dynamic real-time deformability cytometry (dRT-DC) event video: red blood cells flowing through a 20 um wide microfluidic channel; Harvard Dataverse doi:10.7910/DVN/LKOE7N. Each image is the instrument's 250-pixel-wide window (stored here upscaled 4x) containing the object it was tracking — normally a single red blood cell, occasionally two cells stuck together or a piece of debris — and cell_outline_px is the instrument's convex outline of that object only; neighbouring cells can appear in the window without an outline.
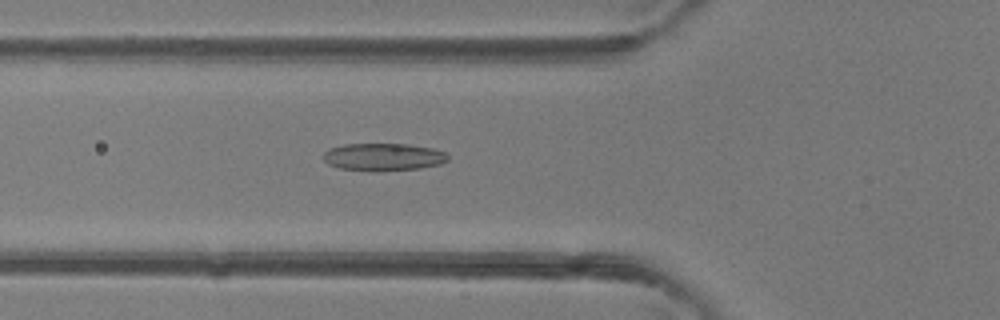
{"species": "common noctule bat (a hibernating species)", "species_latin": "Nyctalus noctula", "temperature_condition": "room temperature", "stored_images_in_passage": 32, "camera_frame_rate_fps": 3000, "um_per_image_px": 0.085, "animal": {"sex": "female"}, "frame": {"image": 1, "passage_image": 3, "time_ms": 0.667, "image_size_px": [1000, 320], "cell_outline_px": [[448, 160], [440, 164], [420, 168], [380, 172], [376, 172], [340, 168], [328, 164], [320, 156], [328, 148], [344, 144], [408, 144], [432, 148], [444, 152], [448, 156]], "centroid_in_image_um": [32.54, 13.35], "position_along_channel_um": 93.3, "area_um2": 20.29}}
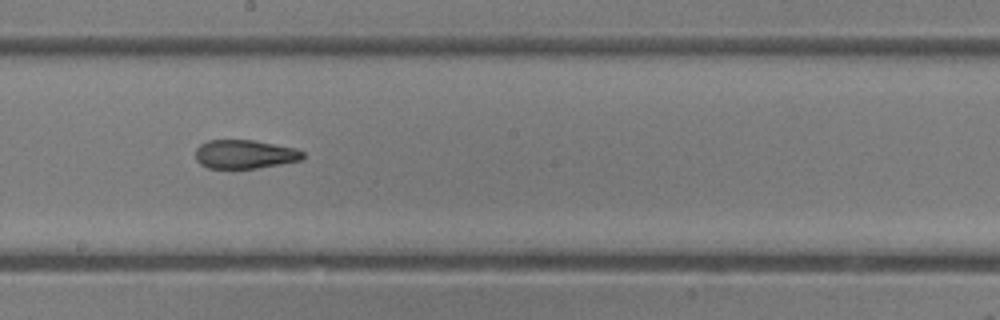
{"frame": {"image": 2, "passage_image": 12, "time_ms": 3.667, "image_size_px": [1000, 320], "cell_outline_px": [[304, 156], [300, 160], [280, 164], [256, 168], [208, 168], [200, 164], [196, 160], [196, 148], [200, 144], [208, 140], [252, 140], [296, 148], [304, 152]], "centroid_in_image_um": [20.78, 13.1], "position_along_channel_um": 227.4, "area_um2": 17.92}}
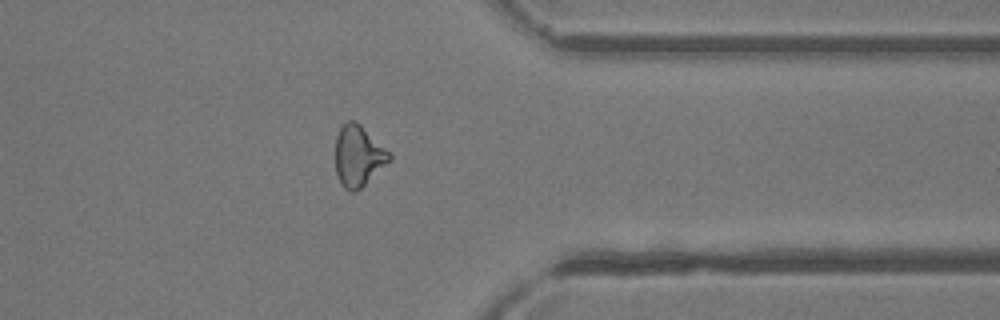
{"frame": {"image": 3, "passage_image": 23, "time_ms": 7.333, "image_size_px": [1000, 320], "cell_outline_px": [[392, 160], [360, 188], [352, 192], [348, 192], [340, 184], [336, 172], [336, 136], [340, 128], [348, 120], [356, 120], [392, 152]], "centroid_in_image_um": [30.49, 13.24], "position_along_channel_um": 380.9, "area_um2": 19.48}, "authors_computed_cell_mechanics": {"area_um2": 18.8428, "velocity_mm_per_s": 4.4489, "shape_relaxation_time_tau1_ms": null, "shape_relaxation_time_tau2_ms": 2.1542, "deformation_change_tau1": null, "deformation_change_tau2": 0.1049}}